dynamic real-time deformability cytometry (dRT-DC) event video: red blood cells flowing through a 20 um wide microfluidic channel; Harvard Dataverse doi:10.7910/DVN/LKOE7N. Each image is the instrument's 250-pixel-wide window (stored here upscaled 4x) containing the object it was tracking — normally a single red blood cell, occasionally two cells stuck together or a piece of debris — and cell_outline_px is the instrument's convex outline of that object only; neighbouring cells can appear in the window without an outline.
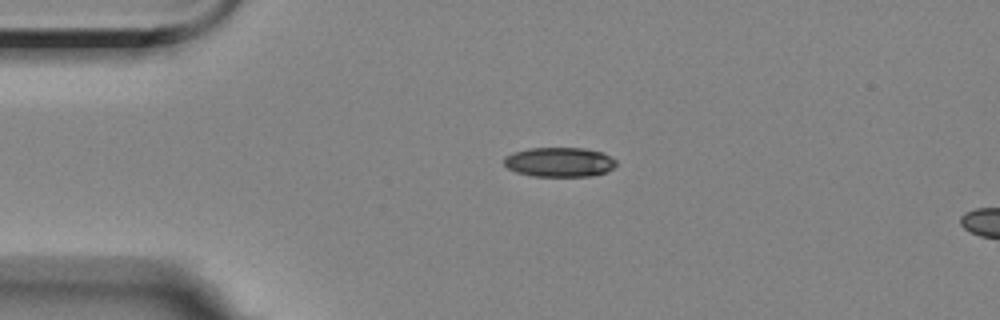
{"species": "Egyptian fruit bat (a non-hibernating species)", "species_latin": "Rousettus aegyptiacus", "temperature_condition": "room temperature", "stored_images_in_passage": 1, "camera_frame_rate_fps": 3000, "um_per_image_px": 0.085, "animal": {"sex": "female"}, "frame": {"image": 1, "passage_image": 1, "time_ms": 0.0, "image_size_px": [1000, 320], "cell_outline_px": [[616, 164], [608, 172], [592, 176], [532, 176], [516, 172], [508, 168], [504, 164], [504, 156], [512, 152], [528, 148], [584, 148], [600, 152], [616, 160]], "centroid_in_image_um": [47.52, 13.78], "position_along_channel_um": 37.5, "area_um2": 19.36}}